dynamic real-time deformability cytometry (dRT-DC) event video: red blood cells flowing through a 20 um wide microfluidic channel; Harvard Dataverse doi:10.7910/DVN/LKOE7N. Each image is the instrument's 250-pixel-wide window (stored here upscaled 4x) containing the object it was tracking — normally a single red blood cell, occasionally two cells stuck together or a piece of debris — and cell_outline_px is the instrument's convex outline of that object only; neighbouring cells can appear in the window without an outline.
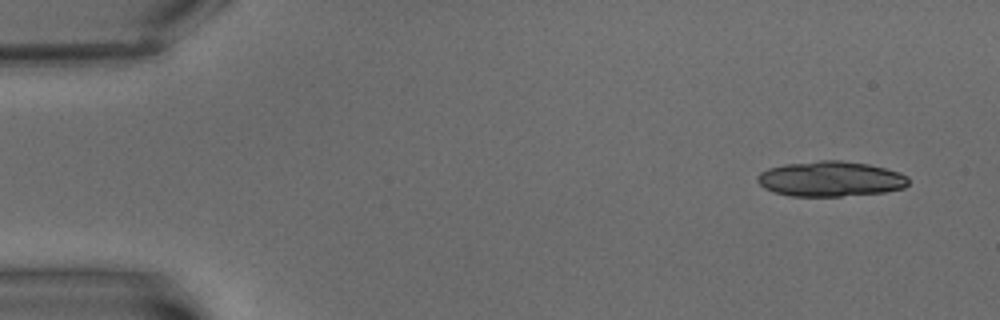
{"species": "common noctule bat (a hibernating species)", "species_latin": "Nyctalus noctula", "temperature_condition": "warm", "stored_images_in_passage": 6, "camera_frame_rate_fps": 3000, "um_per_image_px": 0.085, "animal": {"sex": "male", "body_mass_g": 15.6}, "frame": {"image": 1, "passage_image": 1, "time_ms": 0.0, "image_size_px": [1000, 320], "cell_outline_px": [[908, 184], [904, 188], [884, 192], [840, 196], [788, 196], [772, 192], [764, 188], [756, 180], [756, 176], [760, 172], [768, 168], [784, 164], [820, 160], [840, 160], [868, 164], [900, 172], [908, 176]], "centroid_in_image_um": [70.56, 15.2], "position_along_channel_um": 14.4, "area_um2": 31.21}}
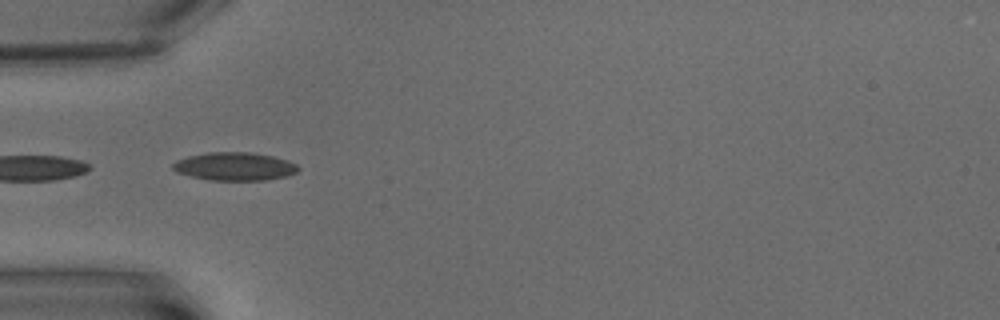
{"frame": {"image": 2, "passage_image": 5, "time_ms": 5.667, "image_size_px": [1000, 320], "cell_outline_px": [[300, 168], [296, 172], [288, 176], [264, 180], [208, 180], [176, 172], [172, 168], [172, 164], [176, 160], [188, 156], [208, 152], [252, 152], [272, 156], [288, 160], [296, 164]], "centroid_in_image_um": [19.94, 14.14], "position_along_channel_um": 65.1, "area_um2": 20.63}}